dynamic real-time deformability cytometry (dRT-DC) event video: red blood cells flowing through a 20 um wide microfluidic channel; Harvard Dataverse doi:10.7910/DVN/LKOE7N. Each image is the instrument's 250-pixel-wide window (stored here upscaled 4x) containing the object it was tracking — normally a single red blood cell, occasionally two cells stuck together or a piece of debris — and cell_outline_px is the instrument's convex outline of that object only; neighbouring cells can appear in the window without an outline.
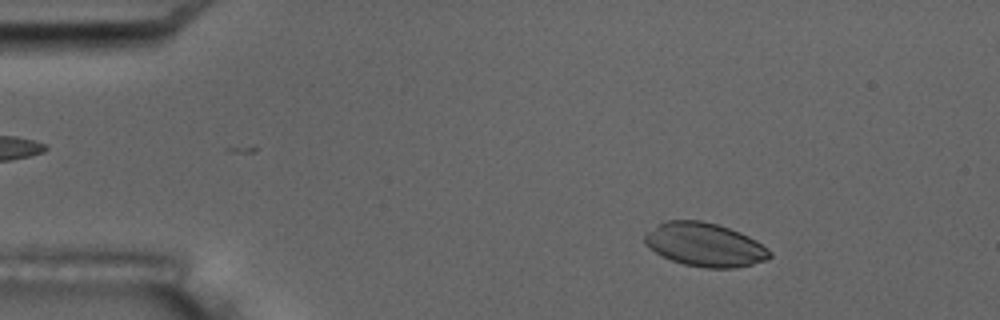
{"species": "common noctule bat (a hibernating species)", "species_latin": "Nyctalus noctula", "temperature_condition": "room temperature", "stored_images_in_passage": 4, "camera_frame_rate_fps": 3000, "um_per_image_px": 0.085, "animal": {"sex": "male", "body_mass_g": 17.5, "forearm_length_mm": 52.3}, "frame": {"image": 1, "passage_image": 1, "time_ms": 0.0, "image_size_px": [1000, 320], "cell_outline_px": [[772, 256], [768, 260], [736, 268], [708, 268], [684, 264], [672, 260], [656, 252], [644, 244], [644, 236], [648, 232], [660, 224], [668, 220], [700, 220], [716, 224], [740, 232], [756, 240], [768, 248], [772, 252]], "centroid_in_image_um": [59.96, 20.81], "position_along_channel_um": 25.0, "area_um2": 31.56}}